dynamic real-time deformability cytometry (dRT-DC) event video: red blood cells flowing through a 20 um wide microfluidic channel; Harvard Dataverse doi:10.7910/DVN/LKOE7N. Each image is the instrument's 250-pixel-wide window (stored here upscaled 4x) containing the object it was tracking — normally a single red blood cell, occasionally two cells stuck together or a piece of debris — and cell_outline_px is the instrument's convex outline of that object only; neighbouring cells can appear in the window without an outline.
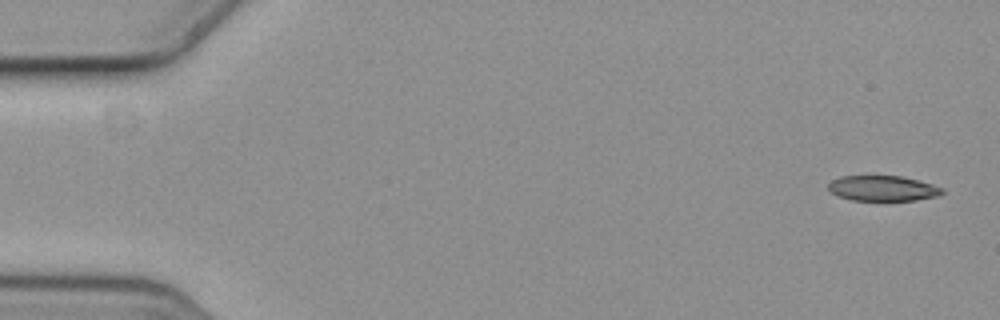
{"species": "common noctule bat (a hibernating species)", "species_latin": "Nyctalus noctula", "temperature_condition": "cold", "stored_images_in_passage": 10, "camera_frame_rate_fps": 3000, "um_per_image_px": 0.085, "animal": {"sex": "female", "body_mass_g": 19.3, "forearm_length_mm": 54.1}, "frame": {"image": 1, "passage_image": 1, "time_ms": 0.0, "image_size_px": [1000, 320], "cell_outline_px": [[944, 192], [936, 196], [916, 200], [852, 200], [840, 196], [832, 192], [828, 188], [828, 184], [832, 180], [840, 176], [900, 176], [932, 184], [944, 188]], "centroid_in_image_um": [75.04, 16.0], "position_along_channel_um": 10.0, "area_um2": 16.59}}
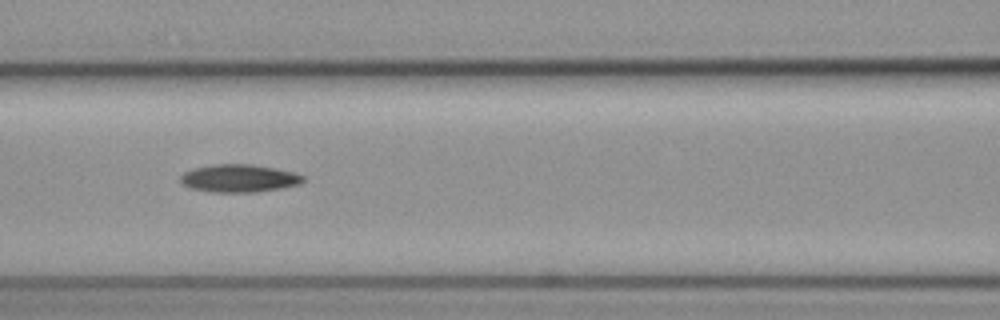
{"frame": {"image": 2, "passage_image": 7, "time_ms": 2.0, "image_size_px": [1000, 320], "cell_outline_px": [[304, 180], [300, 184], [280, 188], [256, 192], [212, 192], [188, 188], [180, 180], [180, 176], [184, 172], [196, 168], [212, 164], [252, 164], [276, 168], [296, 172], [304, 176]], "centroid_in_image_um": [20.34, 15.15], "position_along_channel_um": 146.3, "area_um2": 19.94}}
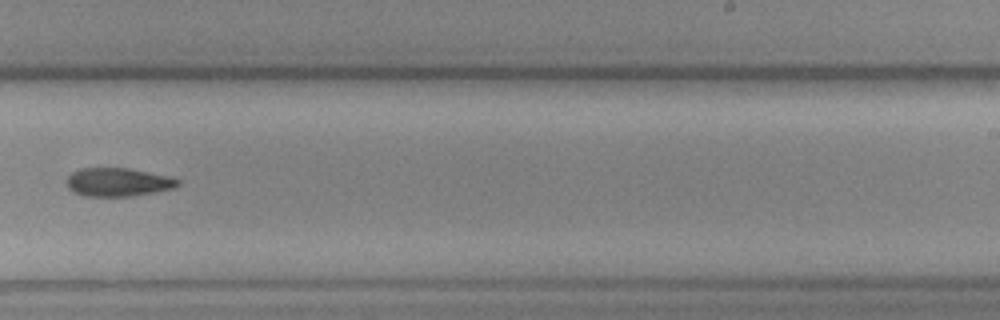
{"frame": {"image": 3, "passage_image": 10, "time_ms": 3.0, "image_size_px": [1000, 320], "cell_outline_px": [[180, 184], [176, 188], [156, 192], [132, 196], [84, 196], [68, 188], [68, 176], [72, 172], [80, 168], [128, 168], [172, 176], [180, 180]], "centroid_in_image_um": [10.1, 15.48], "position_along_channel_um": 278.9, "area_um2": 18.55}}